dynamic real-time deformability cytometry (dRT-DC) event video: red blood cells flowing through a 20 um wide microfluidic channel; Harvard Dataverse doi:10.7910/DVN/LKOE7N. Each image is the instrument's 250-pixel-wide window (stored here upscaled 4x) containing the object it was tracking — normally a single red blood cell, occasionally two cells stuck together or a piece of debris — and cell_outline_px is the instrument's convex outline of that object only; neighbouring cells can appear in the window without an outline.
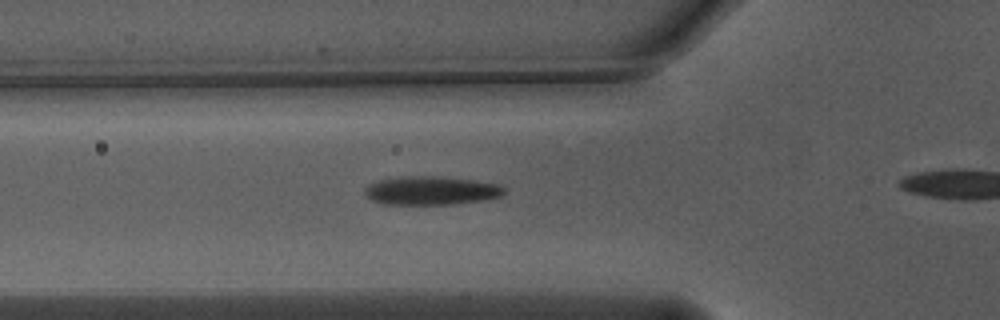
{"species": "Egyptian fruit bat (a non-hibernating species)", "species_latin": "Rousettus aegyptiacus", "temperature_condition": "warm", "stored_images_in_passage": 23, "camera_frame_rate_fps": 3000, "um_per_image_px": 0.085, "animal": {"sex": "male"}, "frame": {"image": 1, "passage_image": 2, "time_ms": 0.333, "image_size_px": [1000, 320], "cell_outline_px": [[504, 192], [500, 196], [484, 200], [456, 204], [380, 204], [364, 196], [364, 188], [368, 184], [376, 180], [404, 176], [436, 176], [472, 180], [496, 184], [504, 188]], "centroid_in_image_um": [36.56, 16.2], "position_along_channel_um": 89.2, "area_um2": 23.29}}
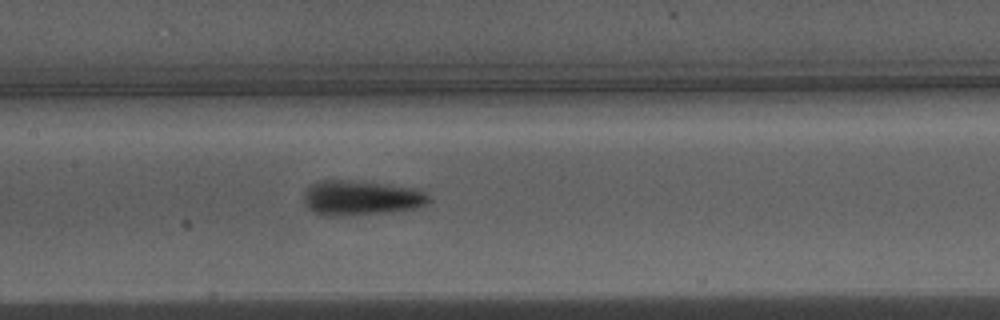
{"frame": {"image": 2, "passage_image": 9, "time_ms": 2.667, "image_size_px": [1000, 320], "cell_outline_px": [[432, 200], [424, 204], [412, 208], [384, 212], [344, 216], [320, 216], [308, 208], [304, 200], [304, 192], [316, 180], [348, 180], [416, 188], [424, 192]], "centroid_in_image_um": [30.62, 16.82], "position_along_channel_um": 176.8, "area_um2": 25.14}}
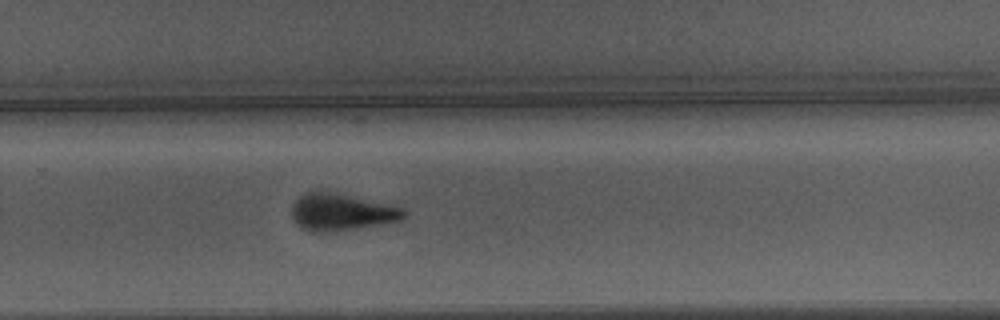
{"frame": {"image": 3, "passage_image": 19, "time_ms": 6.0, "image_size_px": [1000, 320], "cell_outline_px": [[408, 212], [400, 220], [328, 232], [312, 232], [304, 228], [292, 216], [292, 204], [304, 192], [320, 188], [404, 208]], "centroid_in_image_um": [28.98, 17.97], "position_along_channel_um": 300.8, "area_um2": 24.04}}